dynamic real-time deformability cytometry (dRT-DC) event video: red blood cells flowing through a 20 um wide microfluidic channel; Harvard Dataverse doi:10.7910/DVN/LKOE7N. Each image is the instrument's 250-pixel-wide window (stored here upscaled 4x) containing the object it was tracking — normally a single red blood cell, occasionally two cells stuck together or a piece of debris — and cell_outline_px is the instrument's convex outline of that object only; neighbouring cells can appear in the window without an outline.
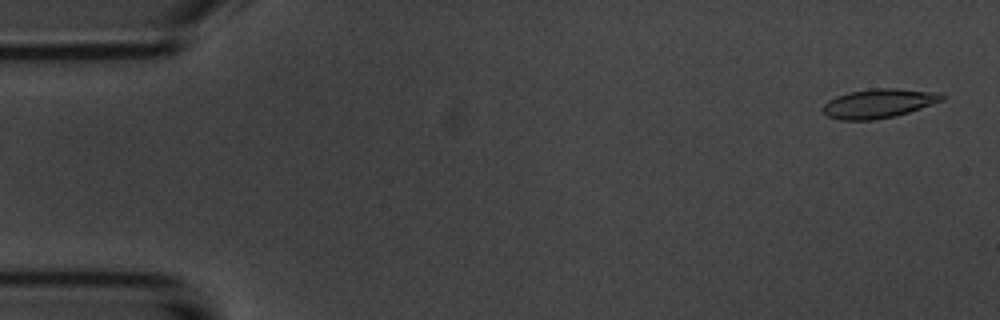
{"species": "common noctule bat (a hibernating species)", "species_latin": "Nyctalus noctula", "temperature_condition": "room temperature", "stored_images_in_passage": 4, "camera_frame_rate_fps": 3000, "um_per_image_px": 0.085, "animal": {"sex": "male", "body_mass_g": 20.1, "forearm_length_mm": 53.5}, "frame": {"image": 1, "passage_image": 1, "time_ms": 0.0, "image_size_px": [1000, 320], "cell_outline_px": [[944, 100], [896, 116], [872, 120], [840, 120], [828, 116], [820, 108], [828, 100], [836, 96], [848, 92], [872, 88], [896, 88], [940, 92], [944, 96]], "centroid_in_image_um": [74.67, 8.78], "position_along_channel_um": 10.3, "area_um2": 20.35}}